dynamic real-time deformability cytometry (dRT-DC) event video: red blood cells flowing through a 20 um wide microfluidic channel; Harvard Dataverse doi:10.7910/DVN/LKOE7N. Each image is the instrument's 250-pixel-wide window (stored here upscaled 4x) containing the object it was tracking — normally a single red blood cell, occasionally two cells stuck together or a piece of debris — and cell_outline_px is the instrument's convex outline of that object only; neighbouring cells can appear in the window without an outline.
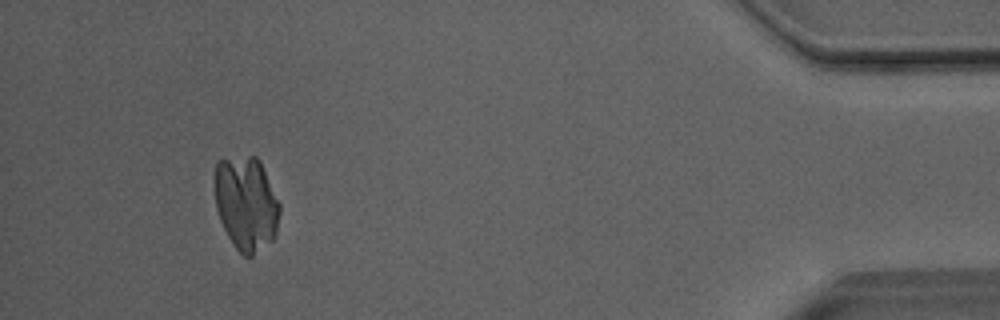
{"species": "Egyptian fruit bat (a non-hibernating species)", "species_latin": "Rousettus aegyptiacus", "temperature_condition": "room temperature", "stored_images_in_passage": 50, "camera_frame_rate_fps": 3000, "um_per_image_px": 0.085, "animal": {"sex": "male"}, "frame": {"image": 1, "passage_image": 47, "time_ms": 15.333, "image_size_px": [1000, 320], "cell_outline_px": [[280, 212], [276, 232], [272, 240], [252, 256], [244, 256], [232, 244], [220, 220], [216, 208], [216, 160], [224, 156], [256, 156], [260, 160], [280, 204]], "centroid_in_image_um": [20.93, 17.26], "position_along_channel_um": 414.3, "area_um2": 35.78}}